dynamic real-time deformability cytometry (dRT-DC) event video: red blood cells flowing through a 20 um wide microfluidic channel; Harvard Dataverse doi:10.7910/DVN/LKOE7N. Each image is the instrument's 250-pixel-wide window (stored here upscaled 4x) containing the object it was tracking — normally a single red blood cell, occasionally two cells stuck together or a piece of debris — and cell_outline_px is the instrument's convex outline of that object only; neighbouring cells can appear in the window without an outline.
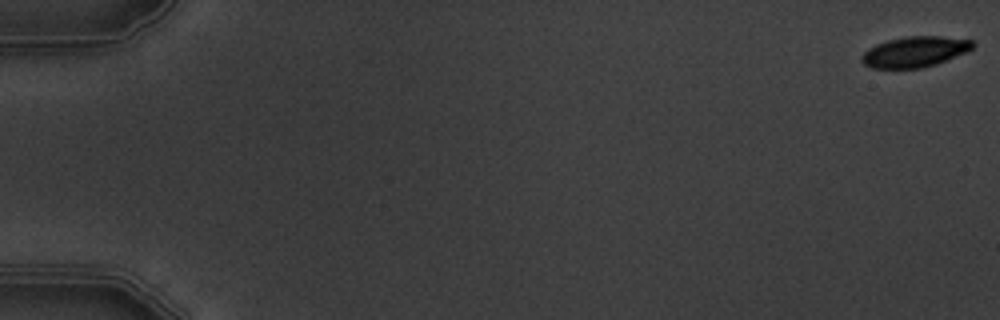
{"species": "common noctule bat (a hibernating species)", "species_latin": "Nyctalus noctula", "temperature_condition": "warm", "stored_images_in_passage": 5, "camera_frame_rate_fps": 3000, "um_per_image_px": 0.085, "animal": {"sex": "male", "body_mass_g": 19.5, "forearm_length_mm": 54.6}, "frame": {"image": 1, "passage_image": 1, "time_ms": 0.0, "image_size_px": [1000, 320], "cell_outline_px": [[976, 44], [968, 52], [936, 64], [920, 68], [872, 68], [864, 64], [860, 60], [860, 56], [868, 48], [876, 44], [888, 40], [908, 36], [940, 36], [972, 40]], "centroid_in_image_um": [77.76, 4.4], "position_along_channel_um": 7.2, "area_um2": 19.88}}